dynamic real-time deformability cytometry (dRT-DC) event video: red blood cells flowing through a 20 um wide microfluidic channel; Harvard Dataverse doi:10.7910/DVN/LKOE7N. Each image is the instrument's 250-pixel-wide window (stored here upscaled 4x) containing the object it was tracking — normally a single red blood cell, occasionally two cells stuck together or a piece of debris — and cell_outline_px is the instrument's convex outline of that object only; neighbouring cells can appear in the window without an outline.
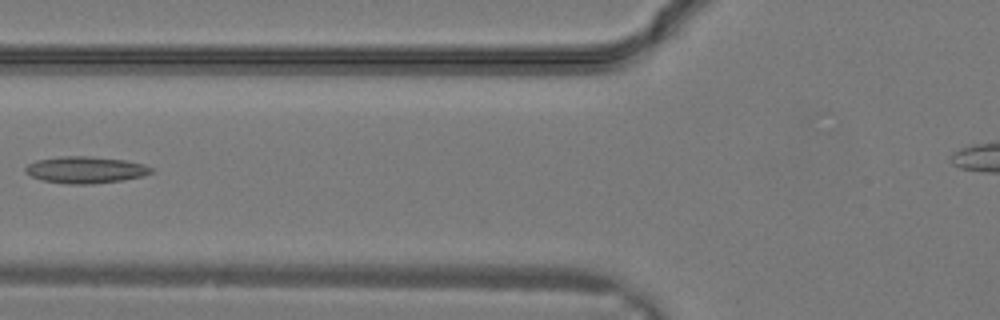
{"species": "common noctule bat (a hibernating species)", "species_latin": "Nyctalus noctula", "temperature_condition": "warm", "stored_images_in_passage": 7, "camera_frame_rate_fps": 3000, "um_per_image_px": 0.085, "animal": {"sex": "male", "body_mass_g": 19.2, "forearm_length_mm": 51.8}, "frame": {"image": 1, "passage_image": 6, "time_ms": 1.667, "image_size_px": [1000, 320], "cell_outline_px": [[152, 172], [144, 176], [124, 180], [92, 184], [68, 184], [40, 180], [24, 172], [24, 168], [28, 164], [36, 160], [60, 156], [88, 156], [124, 160], [144, 164], [152, 168]], "centroid_in_image_um": [7.25, 14.44], "position_along_channel_um": 118.6, "area_um2": 19.71}}